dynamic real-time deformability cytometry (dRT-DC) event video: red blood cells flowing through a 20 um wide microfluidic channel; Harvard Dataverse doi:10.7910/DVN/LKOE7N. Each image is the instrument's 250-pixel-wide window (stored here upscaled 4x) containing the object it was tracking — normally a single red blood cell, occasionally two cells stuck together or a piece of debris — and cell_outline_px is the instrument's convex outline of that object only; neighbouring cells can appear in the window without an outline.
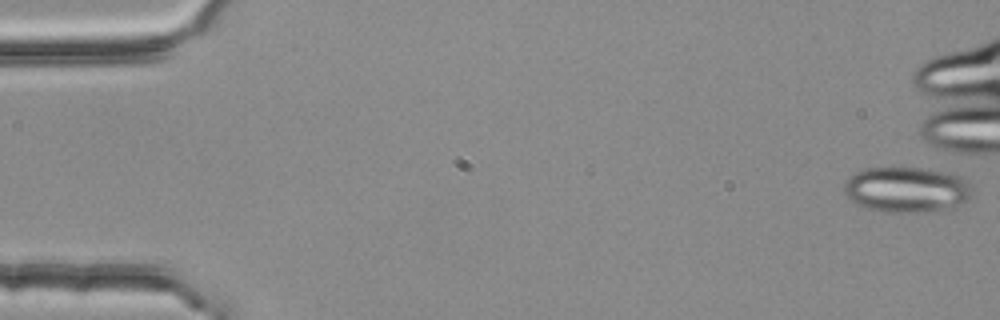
{"species": "common noctule bat (a hibernating species)", "species_latin": "Nyctalus noctula", "temperature_condition": "room temperature", "stored_images_in_passage": 6, "camera_frame_rate_fps": 3000, "um_per_image_px": 0.085, "animal": {"sex": "female", "body_mass_g": 25.1}, "frame": {"image": 1, "passage_image": 1, "time_ms": 0.0, "image_size_px": [1000, 320], "cell_outline_px": [[972, 192], [964, 200], [948, 208], [932, 212], [884, 212], [864, 208], [856, 204], [844, 192], [844, 184], [856, 172], [864, 168], [920, 168], [944, 172], [960, 176], [968, 180], [972, 184]], "centroid_in_image_um": [77.05, 16.12], "position_along_channel_um": 8.0, "area_um2": 33.76}}